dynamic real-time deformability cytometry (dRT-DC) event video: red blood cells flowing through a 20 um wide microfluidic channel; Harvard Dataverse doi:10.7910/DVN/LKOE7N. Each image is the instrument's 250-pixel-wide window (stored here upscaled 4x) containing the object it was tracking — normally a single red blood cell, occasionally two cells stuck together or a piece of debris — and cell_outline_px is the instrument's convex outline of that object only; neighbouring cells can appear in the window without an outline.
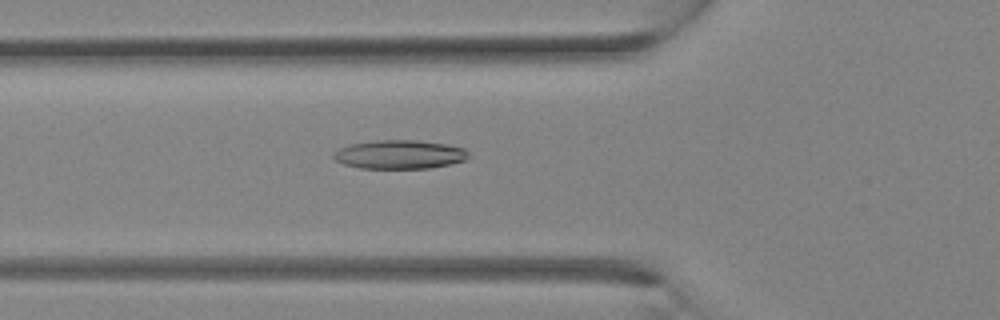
{"species": "Egyptian fruit bat (a non-hibernating species)", "species_latin": "Rousettus aegyptiacus", "temperature_condition": "room temperature", "stored_images_in_passage": 24, "camera_frame_rate_fps": 3000, "um_per_image_px": 0.085, "animal": {"sex": "female"}, "frame": {"image": 1, "passage_image": 12, "time_ms": 3.667, "image_size_px": [1000, 320], "cell_outline_px": [[468, 156], [464, 160], [452, 164], [428, 168], [360, 168], [344, 164], [336, 160], [332, 156], [332, 152], [348, 144], [376, 140], [416, 140], [448, 144], [464, 148], [468, 152]], "centroid_in_image_um": [33.94, 13.12], "position_along_channel_um": 91.9, "area_um2": 22.72}}
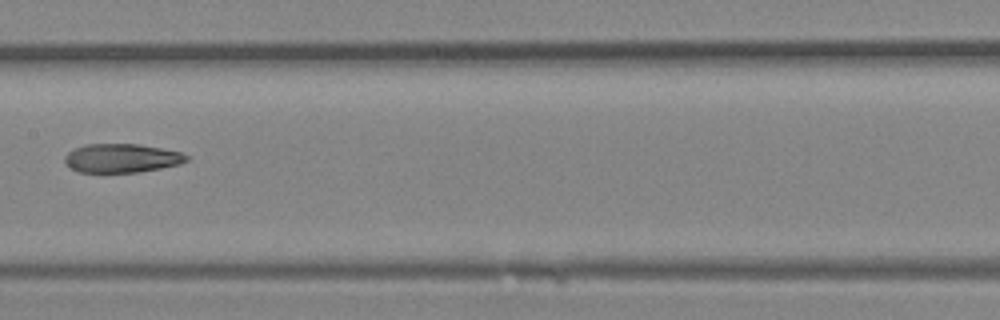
{"frame": {"image": 2, "passage_image": 17, "time_ms": 5.333, "image_size_px": [1000, 320], "cell_outline_px": [[188, 160], [180, 164], [160, 168], [136, 172], [80, 172], [72, 168], [64, 160], [64, 156], [68, 152], [84, 144], [140, 144], [180, 152], [188, 156]], "centroid_in_image_um": [10.34, 13.43], "position_along_channel_um": 197.1, "area_um2": 20.23}}
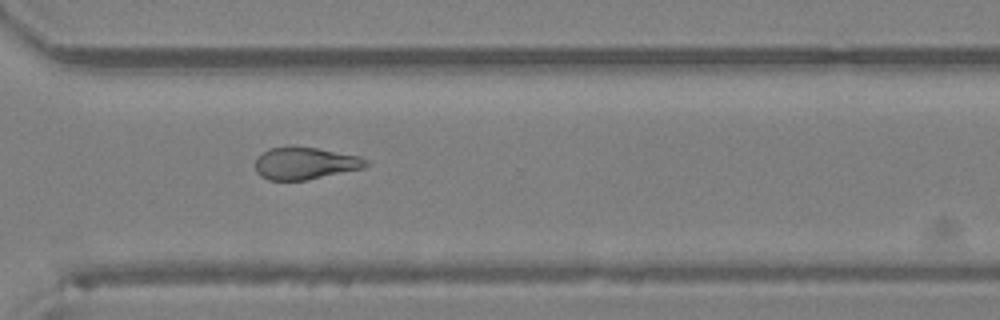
{"frame": {"image": 3, "passage_image": 24, "time_ms": 7.667, "image_size_px": [1000, 320], "cell_outline_px": [[372, 164], [364, 168], [308, 180], [268, 180], [260, 176], [256, 172], [256, 156], [268, 148], [316, 148], [360, 156], [368, 160]], "centroid_in_image_um": [25.96, 13.9], "position_along_channel_um": 344.6, "area_um2": 20.69}}